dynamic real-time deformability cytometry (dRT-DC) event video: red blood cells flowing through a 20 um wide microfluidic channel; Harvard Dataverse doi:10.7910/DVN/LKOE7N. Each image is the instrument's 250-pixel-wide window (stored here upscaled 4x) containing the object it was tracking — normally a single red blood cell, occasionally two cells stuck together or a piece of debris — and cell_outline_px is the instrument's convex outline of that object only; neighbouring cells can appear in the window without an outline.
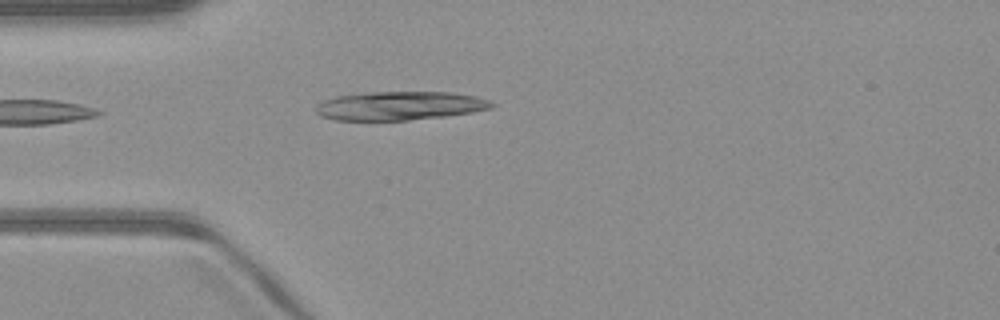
{"species": "common noctule bat (a hibernating species)", "species_latin": "Nyctalus noctula", "temperature_condition": "warm", "stored_images_in_passage": 37, "camera_frame_rate_fps": 3000, "um_per_image_px": 0.085, "animal": {"sex": "male", "body_mass_g": 23.1, "forearm_length_mm": 52.7}, "frame": {"image": 1, "passage_image": 1, "time_ms": 0.0, "image_size_px": [1000, 320], "cell_outline_px": [[496, 104], [492, 108], [472, 112], [444, 116], [408, 120], [336, 120], [320, 116], [316, 112], [316, 108], [324, 100], [336, 96], [372, 92], [452, 92], [476, 96], [492, 100]], "centroid_in_image_um": [34.04, 8.99], "position_along_channel_um": 51.0, "area_um2": 29.36}}